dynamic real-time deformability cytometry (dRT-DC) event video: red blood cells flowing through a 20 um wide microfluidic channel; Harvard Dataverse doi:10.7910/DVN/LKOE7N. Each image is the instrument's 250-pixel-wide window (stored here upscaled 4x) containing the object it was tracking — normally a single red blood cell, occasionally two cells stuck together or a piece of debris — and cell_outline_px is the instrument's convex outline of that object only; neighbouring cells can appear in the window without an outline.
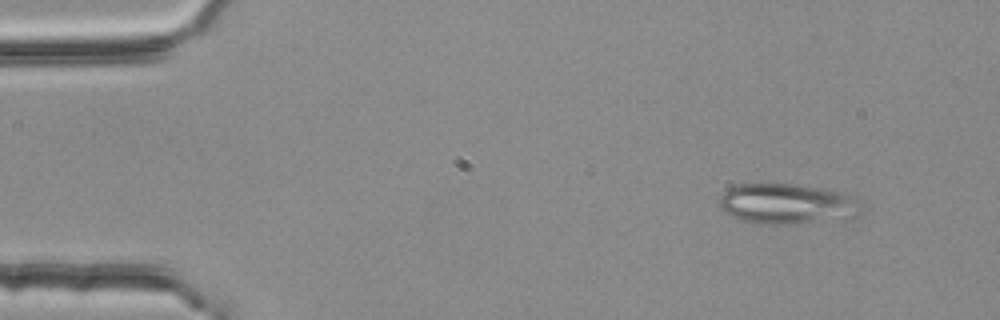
{"species": "common noctule bat (a hibernating species)", "species_latin": "Nyctalus noctula", "temperature_condition": "room temperature", "stored_images_in_passage": 50, "camera_frame_rate_fps": 3000, "um_per_image_px": 0.085, "animal": {"sex": "female", "body_mass_g": 25.1}, "frame": {"image": 1, "passage_image": 1, "time_ms": 0.0, "image_size_px": [1000, 320], "cell_outline_px": [[860, 212], [856, 216], [788, 224], [764, 224], [740, 220], [724, 212], [720, 208], [720, 196], [728, 188], [736, 184], [796, 184], [824, 188], [856, 196]], "centroid_in_image_um": [66.85, 17.31], "position_along_channel_um": 18.2, "area_um2": 33.12}}
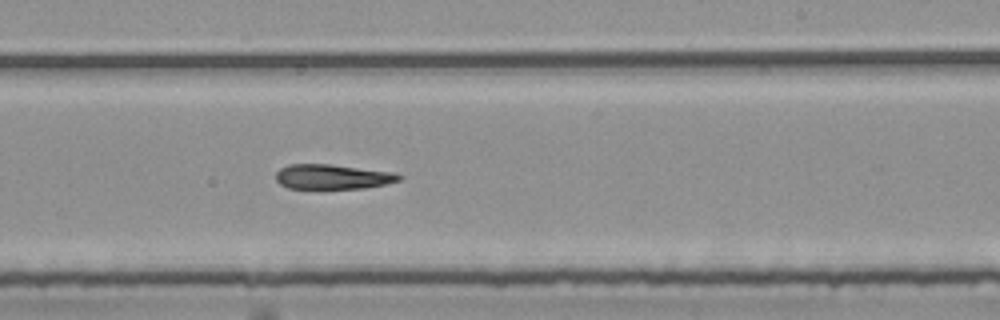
{"frame": {"image": 2, "passage_image": 28, "time_ms": 9.0, "image_size_px": [1000, 320], "cell_outline_px": [[404, 176], [400, 180], [384, 184], [364, 188], [312, 192], [288, 188], [280, 184], [276, 180], [276, 172], [280, 168], [288, 164], [328, 164], [392, 172]], "centroid_in_image_um": [28.18, 15.08], "position_along_channel_um": 260.8, "area_um2": 18.73}}
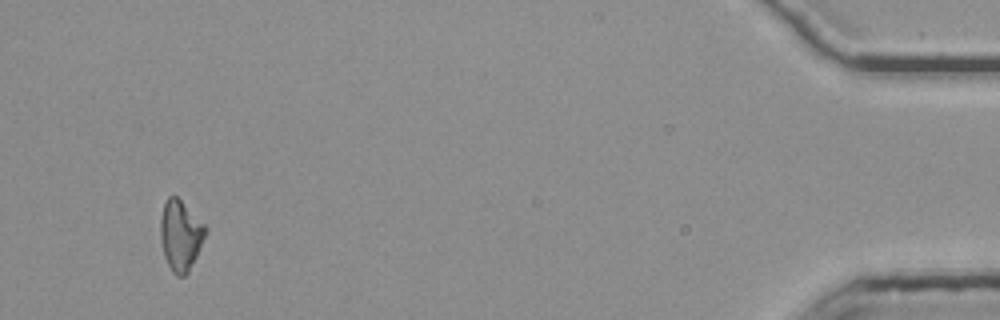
{"frame": {"image": 3, "passage_image": 47, "time_ms": 15.333, "image_size_px": [1000, 320], "cell_outline_px": [[208, 232], [188, 272], [184, 276], [176, 276], [172, 272], [164, 256], [160, 240], [160, 220], [164, 204], [168, 196], [176, 196], [208, 228]], "centroid_in_image_um": [15.34, 20.02], "position_along_channel_um": 419.9, "area_um2": 18.38}}